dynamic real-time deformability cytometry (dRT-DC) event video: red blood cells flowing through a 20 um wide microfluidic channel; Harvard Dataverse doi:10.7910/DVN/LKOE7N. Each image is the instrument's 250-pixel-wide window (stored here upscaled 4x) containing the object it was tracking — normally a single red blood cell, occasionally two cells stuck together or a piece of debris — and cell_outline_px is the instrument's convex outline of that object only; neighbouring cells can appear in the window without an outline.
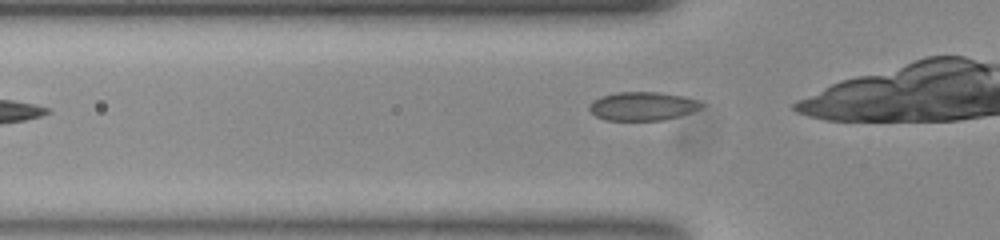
{"species": "common noctule bat (a hibernating species)", "species_latin": "Nyctalus noctula", "temperature_condition": "room temperature", "stored_images_in_passage": 29, "camera_frame_rate_fps": 3000, "um_per_image_px": 0.085, "animal": {"sex": "female", "body_mass_g": 23.0, "forearm_length_mm": 53.4}, "frame": {"image": 1, "passage_image": 3, "time_ms": 0.667, "image_size_px": [1000, 240], "cell_outline_px": [[704, 104], [700, 108], [692, 112], [664, 120], [604, 120], [596, 116], [588, 108], [588, 104], [592, 100], [600, 96], [616, 92], [660, 92], [680, 96], [696, 100]], "centroid_in_image_um": [54.56, 9.02], "position_along_channel_um": 71.2, "area_um2": 18.67}}
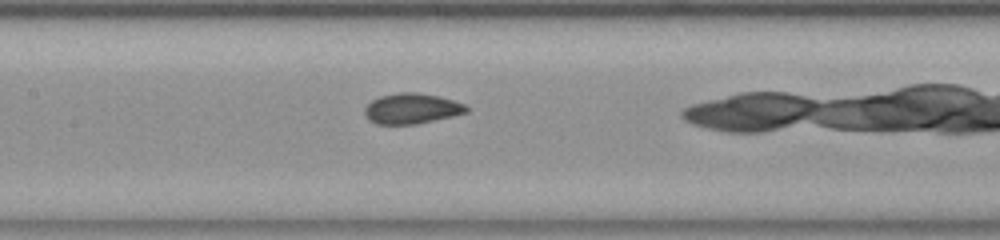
{"frame": {"image": 2, "passage_image": 11, "time_ms": 3.333, "image_size_px": [1000, 240], "cell_outline_px": [[468, 112], [452, 116], [416, 124], [376, 124], [368, 120], [364, 116], [364, 108], [372, 100], [380, 96], [396, 92], [416, 92], [440, 96], [464, 104], [468, 108]], "centroid_in_image_um": [34.96, 9.22], "position_along_channel_um": 172.4, "area_um2": 18.15}}
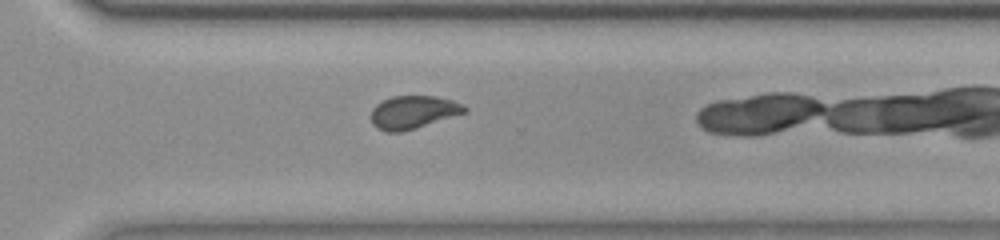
{"frame": {"image": 3, "passage_image": 24, "time_ms": 7.667, "image_size_px": [1000, 240], "cell_outline_px": [[468, 112], [416, 128], [400, 132], [388, 132], [376, 128], [372, 124], [372, 108], [376, 104], [392, 96], [436, 96], [452, 100], [468, 108]], "centroid_in_image_um": [35.13, 9.54], "position_along_channel_um": 335.5, "area_um2": 17.98}}